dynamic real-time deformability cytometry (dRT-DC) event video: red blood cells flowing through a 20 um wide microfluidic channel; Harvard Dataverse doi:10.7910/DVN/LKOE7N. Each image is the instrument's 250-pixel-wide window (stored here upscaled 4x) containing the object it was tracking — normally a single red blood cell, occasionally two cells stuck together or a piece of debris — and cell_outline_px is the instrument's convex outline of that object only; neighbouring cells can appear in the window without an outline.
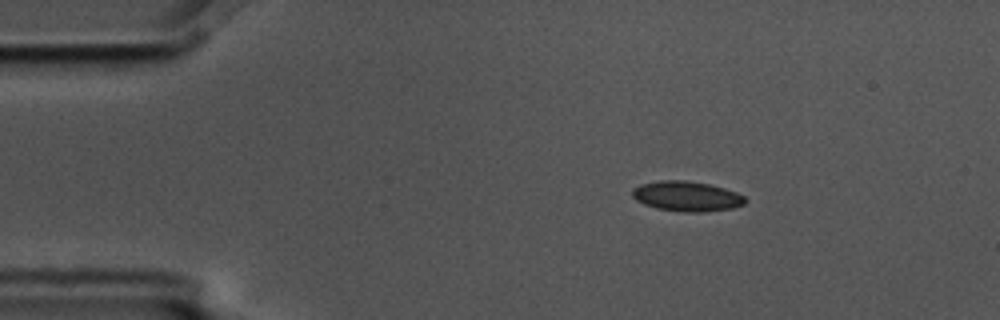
{"species": "common noctule bat (a hibernating species)", "species_latin": "Nyctalus noctula", "temperature_condition": "cold", "stored_images_in_passage": 3, "camera_frame_rate_fps": 3000, "um_per_image_px": 0.085, "animal": {"sex": "male", "body_mass_g": 17.5, "forearm_length_mm": 52.3}, "frame": {"image": 1, "passage_image": 1, "time_ms": 0.0, "image_size_px": [1000, 320], "cell_outline_px": [[744, 204], [732, 208], [700, 212], [684, 212], [656, 208], [644, 204], [636, 200], [632, 196], [632, 188], [640, 184], [660, 180], [684, 180], [708, 184], [724, 188], [736, 192], [744, 196]], "centroid_in_image_um": [58.33, 16.67], "position_along_channel_um": 26.7, "area_um2": 19.65}}
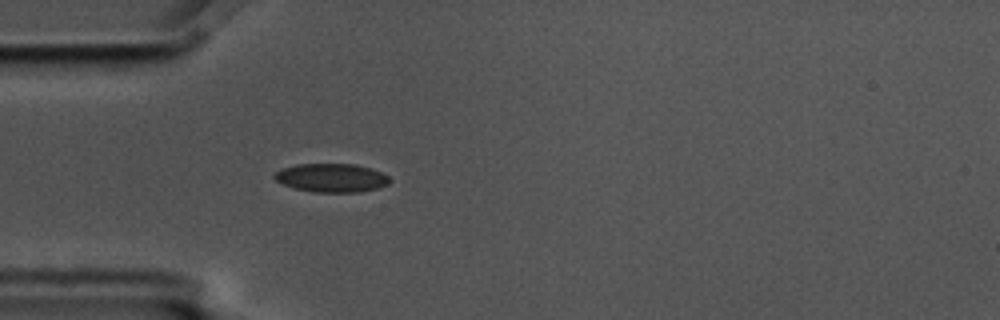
{"frame": {"image": 2, "passage_image": 3, "time_ms": 0.667, "image_size_px": [1000, 320], "cell_outline_px": [[392, 180], [388, 184], [380, 188], [360, 192], [312, 192], [296, 188], [284, 184], [276, 180], [272, 176], [276, 172], [284, 168], [296, 164], [356, 164], [380, 172], [388, 176]], "centroid_in_image_um": [28.21, 15.12], "position_along_channel_um": 56.8, "area_um2": 19.13}}